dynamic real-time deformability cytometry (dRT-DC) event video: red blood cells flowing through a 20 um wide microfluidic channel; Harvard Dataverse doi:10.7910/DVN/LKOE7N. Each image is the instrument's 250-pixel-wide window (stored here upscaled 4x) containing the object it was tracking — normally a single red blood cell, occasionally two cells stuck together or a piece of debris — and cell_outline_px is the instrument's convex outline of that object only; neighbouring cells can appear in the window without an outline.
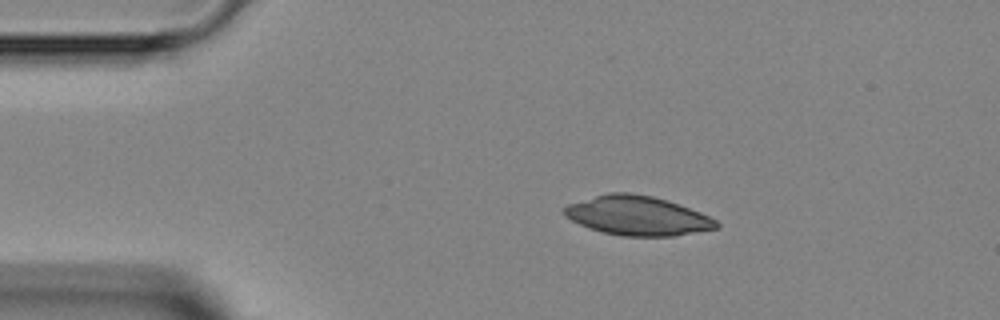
{"species": "Egyptian fruit bat (a non-hibernating species)", "species_latin": "Rousettus aegyptiacus", "temperature_condition": "room temperature", "stored_images_in_passage": 2, "camera_frame_rate_fps": 3000, "um_per_image_px": 0.085, "animal": {"sex": "female"}, "frame": {"image": 1, "passage_image": 1, "time_ms": 0.0, "image_size_px": [1000, 320], "cell_outline_px": [[720, 228], [676, 236], [624, 236], [604, 232], [588, 228], [564, 216], [564, 208], [568, 204], [608, 192], [628, 192], [652, 196], [668, 200], [680, 204], [700, 212], [716, 220], [720, 224]], "centroid_in_image_um": [54.22, 18.33], "position_along_channel_um": 30.8, "area_um2": 34.91}}